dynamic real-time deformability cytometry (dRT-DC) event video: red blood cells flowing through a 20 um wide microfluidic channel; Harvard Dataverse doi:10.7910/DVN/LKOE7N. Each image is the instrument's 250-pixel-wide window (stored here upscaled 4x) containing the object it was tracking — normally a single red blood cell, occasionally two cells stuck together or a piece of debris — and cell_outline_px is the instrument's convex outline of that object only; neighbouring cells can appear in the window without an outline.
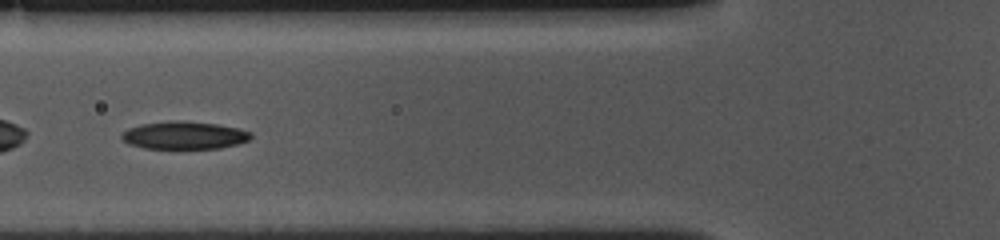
{"species": "common noctule bat (a hibernating species)", "species_latin": "Nyctalus noctula", "temperature_condition": "cold", "stored_images_in_passage": 37, "camera_frame_rate_fps": 3000, "um_per_image_px": 0.085, "animal": {"sex": "female", "body_mass_g": 10.0, "forearm_length_mm": 53.1}, "frame": {"image": 1, "passage_image": 6, "time_ms": 1.667, "image_size_px": [1000, 240], "cell_outline_px": [[252, 136], [248, 140], [236, 144], [220, 148], [144, 148], [128, 144], [120, 136], [128, 128], [140, 124], [172, 120], [176, 120], [216, 124], [240, 128], [252, 132]], "centroid_in_image_um": [15.66, 11.49], "position_along_channel_um": 110.1, "area_um2": 20.81}}
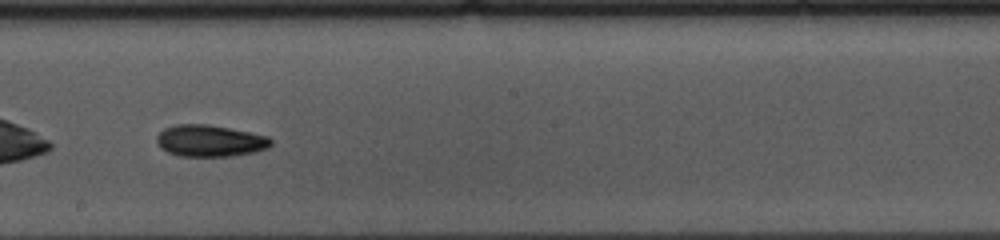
{"frame": {"image": 2, "passage_image": 16, "time_ms": 5.0, "image_size_px": [1000, 240], "cell_outline_px": [[272, 144], [268, 148], [256, 152], [232, 156], [180, 156], [168, 152], [160, 148], [156, 140], [156, 136], [164, 128], [176, 124], [208, 124], [268, 136], [272, 140]], "centroid_in_image_um": [17.84, 11.97], "position_along_channel_um": 230.4, "area_um2": 21.15}, "authors_computed_cell_mechanics": {"area_um2": 20.7502, "velocity_mm_per_s": 3.6006, "shape_relaxation_time_tau1_ms": 6.2699, "shape_relaxation_time_tau2_ms": null, "deformation_change_tau1": 0.1228, "deformation_change_tau2": null}}